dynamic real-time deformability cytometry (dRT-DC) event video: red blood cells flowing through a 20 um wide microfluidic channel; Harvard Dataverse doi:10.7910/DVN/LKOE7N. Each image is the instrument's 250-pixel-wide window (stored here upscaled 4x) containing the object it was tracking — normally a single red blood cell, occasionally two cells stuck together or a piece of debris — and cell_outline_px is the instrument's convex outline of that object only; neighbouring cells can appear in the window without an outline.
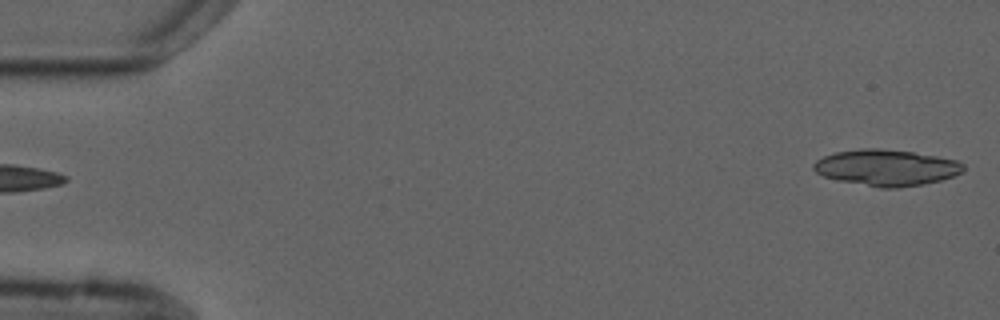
{"species": "common noctule bat (a hibernating species)", "species_latin": "Nyctalus noctula", "temperature_condition": "cold", "stored_images_in_passage": 5, "camera_frame_rate_fps": 3000, "um_per_image_px": 0.085, "animal": {"sex": "male", "forearm_length_mm": 52.5}, "frame": {"image": 1, "passage_image": 5, "time_ms": 4.667, "image_size_px": [1000, 320], "cell_outline_px": [[964, 172], [940, 180], [920, 184], [896, 188], [880, 188], [840, 180], [824, 176], [816, 172], [812, 168], [812, 164], [816, 160], [824, 156], [836, 152], [860, 148], [880, 148], [912, 152], [936, 156], [956, 160], [964, 164]], "centroid_in_image_um": [75.33, 14.24], "position_along_channel_um": 9.7, "area_um2": 31.39}}